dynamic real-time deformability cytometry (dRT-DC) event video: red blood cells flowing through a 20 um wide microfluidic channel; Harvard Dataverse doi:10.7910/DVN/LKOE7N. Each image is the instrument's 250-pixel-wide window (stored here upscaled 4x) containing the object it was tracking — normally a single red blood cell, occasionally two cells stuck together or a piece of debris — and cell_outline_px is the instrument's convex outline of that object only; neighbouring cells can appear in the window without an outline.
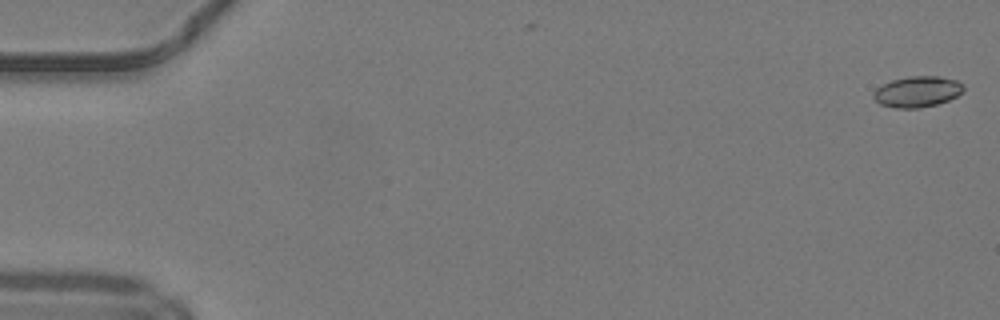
{"species": "common noctule bat (a hibernating species)", "species_latin": "Nyctalus noctula", "temperature_condition": "warm", "stored_images_in_passage": 7, "camera_frame_rate_fps": 3000, "um_per_image_px": 0.085, "animal": {"sex": "male", "body_mass_g": 19.2, "forearm_length_mm": 51.8}, "frame": {"image": 1, "passage_image": 1, "time_ms": 0.0, "image_size_px": [1000, 320], "cell_outline_px": [[964, 92], [948, 100], [936, 104], [920, 108], [896, 108], [880, 104], [872, 96], [872, 92], [876, 88], [892, 80], [908, 76], [940, 76], [956, 80], [964, 84]], "centroid_in_image_um": [77.98, 7.78], "position_along_channel_um": 7.0, "area_um2": 16.3}}